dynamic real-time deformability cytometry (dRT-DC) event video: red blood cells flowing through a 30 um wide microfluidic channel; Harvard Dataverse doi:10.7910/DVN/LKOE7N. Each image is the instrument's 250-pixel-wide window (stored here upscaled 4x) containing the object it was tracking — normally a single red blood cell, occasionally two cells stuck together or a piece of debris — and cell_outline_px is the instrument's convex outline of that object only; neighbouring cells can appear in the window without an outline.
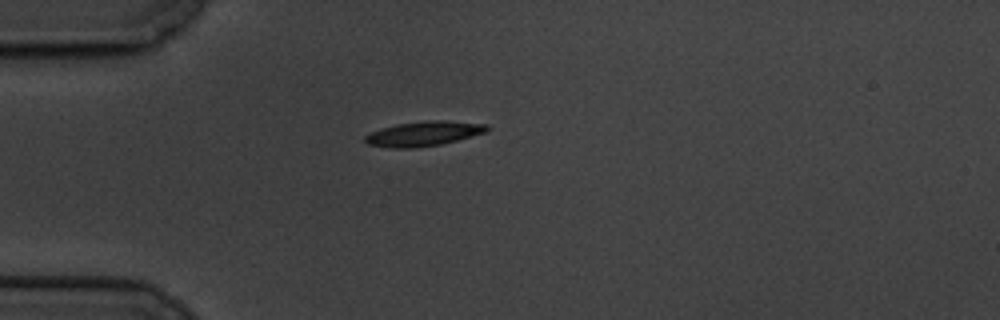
{"species": "common noctule bat (a hibernating species)", "species_latin": "Nyctalus noctula", "temperature_condition": "cold", "stored_images_in_passage": 8, "camera_frame_rate_fps": 3000, "um_per_image_px": 0.085, "animal": {"sex": "male", "body_mass_g": 19.5, "forearm_length_mm": 54.6}, "frame": {"image": 1, "passage_image": 1, "time_ms": 0.0, "image_size_px": [1000, 320], "cell_outline_px": [[488, 128], [484, 132], [456, 140], [440, 144], [412, 148], [392, 148], [368, 144], [364, 140], [364, 136], [380, 128], [396, 124], [432, 120], [444, 120], [488, 124]], "centroid_in_image_um": [35.97, 11.35], "position_along_channel_um": 49.0, "area_um2": 17.28}}
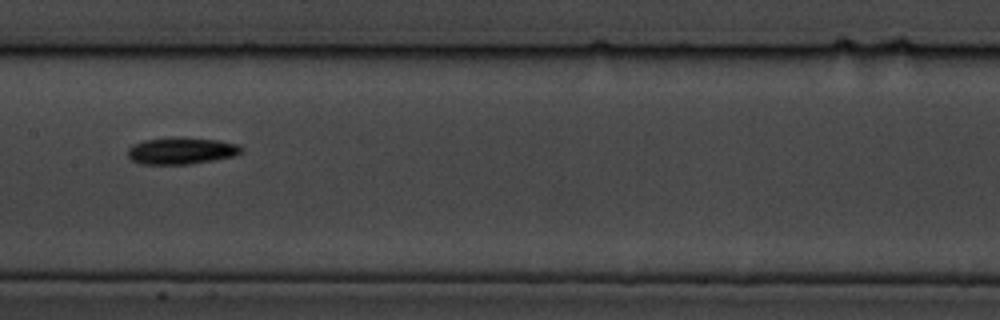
{"frame": {"image": 2, "passage_image": 5, "time_ms": 4.667, "image_size_px": [1000, 320], "cell_outline_px": [[244, 152], [236, 156], [188, 164], [144, 164], [132, 160], [128, 156], [128, 148], [132, 144], [144, 140], [176, 136], [180, 136], [216, 140], [236, 144], [244, 148]], "centroid_in_image_um": [15.43, 12.8], "position_along_channel_um": 192.0, "area_um2": 17.92}}
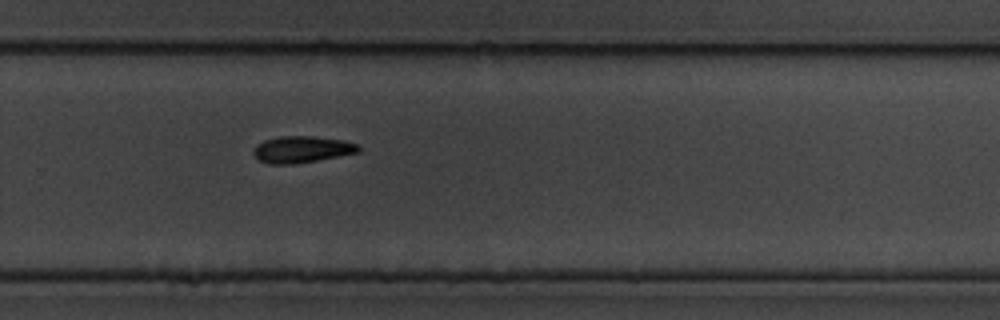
{"frame": {"image": 3, "passage_image": 8, "time_ms": 8.0, "image_size_px": [1000, 320], "cell_outline_px": [[360, 152], [316, 160], [292, 164], [268, 164], [260, 160], [252, 152], [256, 144], [264, 140], [280, 136], [312, 136], [344, 140], [356, 144], [360, 148]], "centroid_in_image_um": [25.64, 12.69], "position_along_channel_um": 304.2, "area_um2": 16.18}}